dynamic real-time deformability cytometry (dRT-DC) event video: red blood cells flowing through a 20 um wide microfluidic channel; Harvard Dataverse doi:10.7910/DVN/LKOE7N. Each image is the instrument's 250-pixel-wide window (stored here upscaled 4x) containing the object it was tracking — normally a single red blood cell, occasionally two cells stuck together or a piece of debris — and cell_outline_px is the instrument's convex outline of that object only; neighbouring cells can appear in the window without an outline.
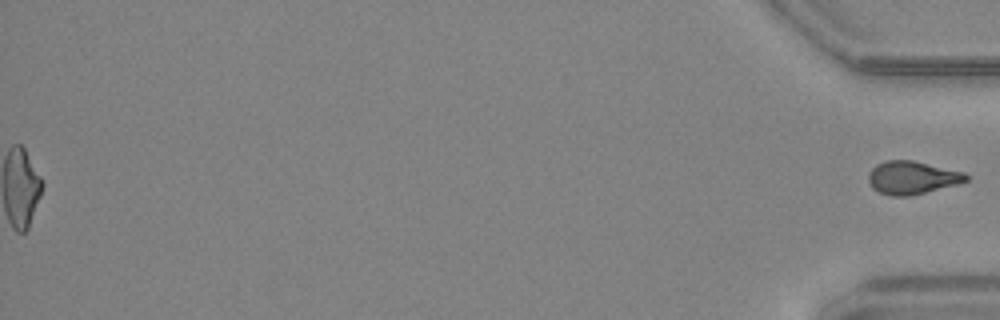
{"species": "common noctule bat (a hibernating species)", "species_latin": "Nyctalus noctula", "temperature_condition": "warm", "stored_images_in_passage": 54, "segment_of_instrument_passage": [2, 2], "camera_frame_rate_fps": 3000, "um_per_image_px": 0.085, "animal": {"sex": "female", "body_mass_g": 24.6, "forearm_length_mm": 56.2}, "frame": {"image": 1, "passage_image": 54, "time_ms": 17.667, "image_size_px": [1000, 320], "cell_outline_px": [[968, 180], [956, 184], [908, 196], [888, 196], [872, 188], [868, 180], [868, 172], [876, 164], [884, 160], [912, 160], [964, 172], [968, 176]], "centroid_in_image_um": [77.47, 15.09], "position_along_channel_um": 357.7, "area_um2": 18.67}}